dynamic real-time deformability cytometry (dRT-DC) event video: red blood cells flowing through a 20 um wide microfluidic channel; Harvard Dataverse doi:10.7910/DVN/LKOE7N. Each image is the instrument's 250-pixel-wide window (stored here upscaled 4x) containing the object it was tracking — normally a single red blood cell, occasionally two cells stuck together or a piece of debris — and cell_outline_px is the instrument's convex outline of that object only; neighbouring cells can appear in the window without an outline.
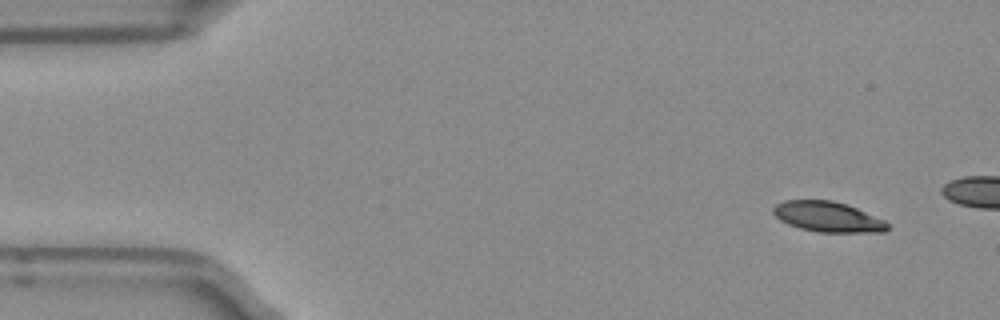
{"species": "Egyptian fruit bat (a non-hibernating species)", "species_latin": "Rousettus aegyptiacus", "temperature_condition": "room temperature", "stored_images_in_passage": 9, "camera_frame_rate_fps": 3000, "um_per_image_px": 0.085, "frame": {"image": 1, "passage_image": 1, "time_ms": 0.0, "image_size_px": [1000, 320], "cell_outline_px": [[888, 228], [884, 232], [820, 232], [800, 228], [788, 224], [780, 220], [772, 212], [772, 208], [776, 204], [784, 200], [832, 200], [856, 208], [884, 220], [888, 224]], "centroid_in_image_um": [70.33, 18.42], "position_along_channel_um": 14.7, "area_um2": 20.0}}